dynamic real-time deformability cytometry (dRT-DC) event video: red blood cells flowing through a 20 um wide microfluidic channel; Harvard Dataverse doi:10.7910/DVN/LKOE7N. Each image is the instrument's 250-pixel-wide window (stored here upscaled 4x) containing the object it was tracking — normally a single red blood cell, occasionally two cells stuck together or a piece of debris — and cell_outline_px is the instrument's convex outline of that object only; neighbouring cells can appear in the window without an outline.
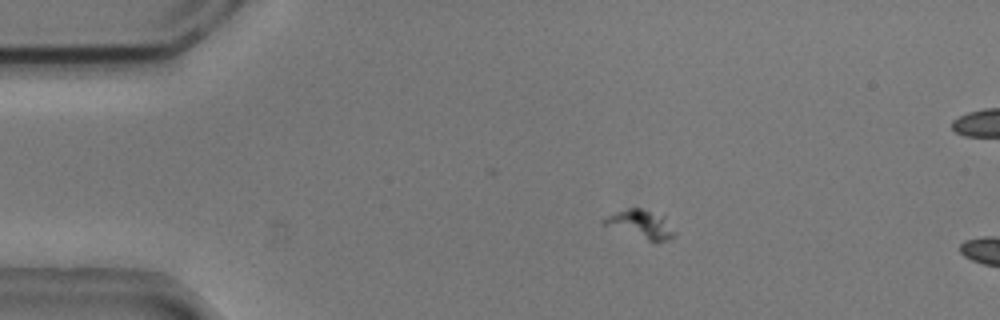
{"species": "common noctule bat (a hibernating species)", "species_latin": "Nyctalus noctula", "temperature_condition": "cold", "stored_images_in_passage": 16, "camera_frame_rate_fps": 3000, "um_per_image_px": 0.085, "animal": {"sex": "male", "body_mass_g": 20.5, "forearm_length_mm": 52.5}, "frame": {"image": 1, "passage_image": 12, "time_ms": 3.667, "image_size_px": [1000, 320], "cell_outline_px": [[676, 236], [668, 240], [648, 240], [600, 224], [600, 220], [616, 212], [628, 208], [640, 208], [664, 216]], "centroid_in_image_um": [54.42, 19.05], "position_along_channel_um": 30.6, "area_um2": 11.33}}